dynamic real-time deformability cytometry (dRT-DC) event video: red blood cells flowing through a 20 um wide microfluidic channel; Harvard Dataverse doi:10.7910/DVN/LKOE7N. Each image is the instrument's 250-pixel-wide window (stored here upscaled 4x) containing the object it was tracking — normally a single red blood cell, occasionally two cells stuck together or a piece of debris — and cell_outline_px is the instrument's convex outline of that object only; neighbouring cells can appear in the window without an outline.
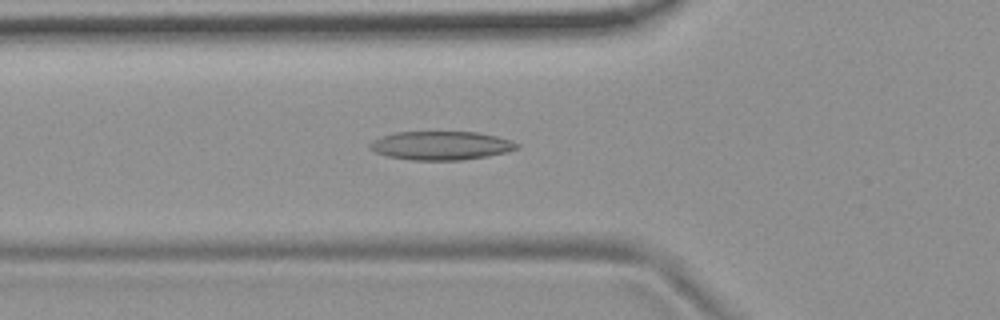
{"species": "common noctule bat (a hibernating species)", "species_latin": "Nyctalus noctula", "temperature_condition": "room temperature", "stored_images_in_passage": 53, "camera_frame_rate_fps": 3000, "um_per_image_px": 0.085, "animal": {"sex": "female", "body_mass_g": 19.9}, "frame": {"image": 1, "passage_image": 18, "time_ms": 5.667, "image_size_px": [1000, 320], "cell_outline_px": [[520, 148], [508, 152], [488, 156], [464, 160], [412, 160], [388, 156], [376, 152], [368, 148], [368, 144], [372, 140], [380, 136], [396, 132], [476, 132], [496, 136], [512, 140], [520, 144]], "centroid_in_image_um": [37.5, 12.37], "position_along_channel_um": 88.3, "area_um2": 24.8}}
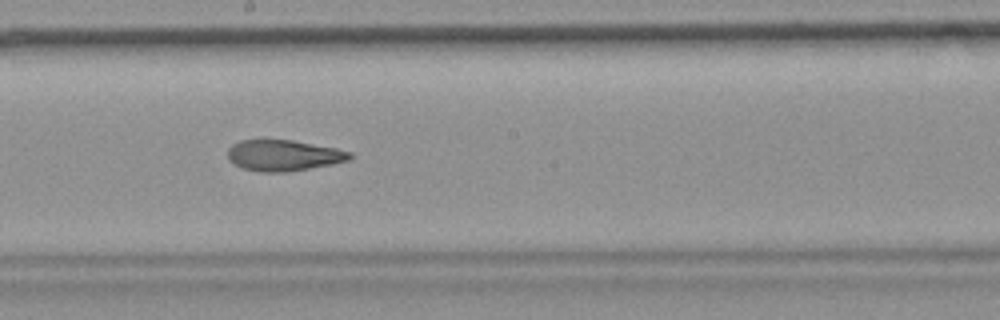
{"frame": {"image": 2, "passage_image": 29, "time_ms": 9.333, "image_size_px": [1000, 320], "cell_outline_px": [[352, 156], [348, 160], [332, 164], [288, 172], [260, 172], [244, 168], [228, 160], [228, 148], [232, 144], [240, 140], [292, 140], [336, 148], [352, 152]], "centroid_in_image_um": [24.1, 13.21], "position_along_channel_um": 224.1, "area_um2": 21.96}}
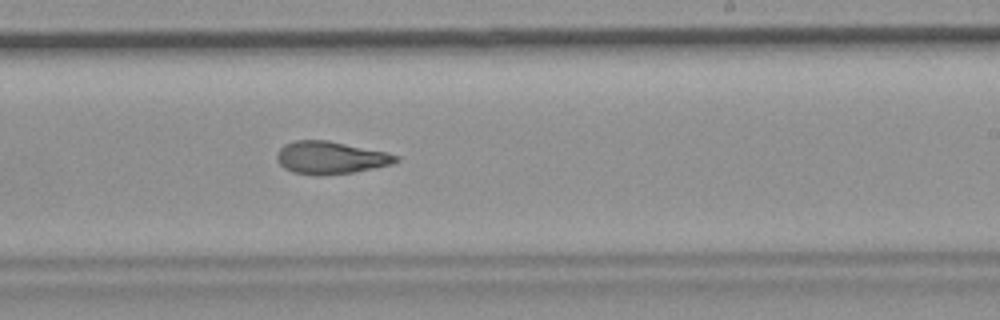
{"frame": {"image": 3, "passage_image": 32, "time_ms": 10.333, "image_size_px": [1000, 320], "cell_outline_px": [[400, 160], [392, 164], [352, 172], [320, 176], [316, 176], [292, 172], [284, 168], [276, 160], [276, 156], [280, 148], [284, 144], [296, 140], [328, 140], [384, 152], [400, 156]], "centroid_in_image_um": [28.06, 13.41], "position_along_channel_um": 260.9, "area_um2": 22.54}}